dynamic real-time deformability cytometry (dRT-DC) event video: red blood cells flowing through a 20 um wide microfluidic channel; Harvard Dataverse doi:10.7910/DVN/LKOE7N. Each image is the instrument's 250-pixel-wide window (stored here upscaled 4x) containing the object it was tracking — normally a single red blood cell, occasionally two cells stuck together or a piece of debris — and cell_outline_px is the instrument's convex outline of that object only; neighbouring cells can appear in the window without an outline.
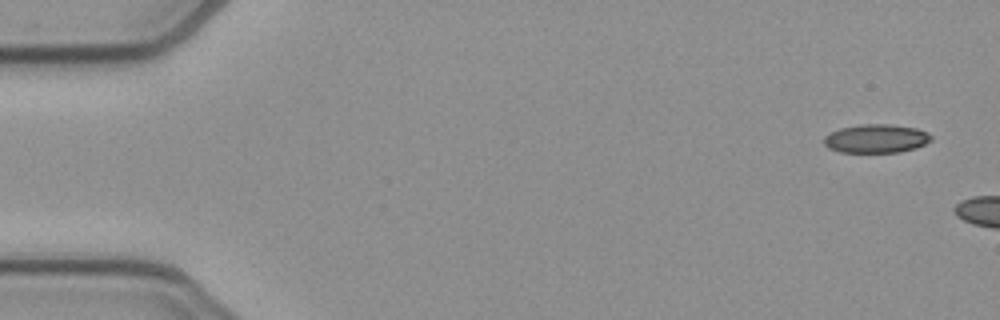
{"species": "common noctule bat (a hibernating species)", "species_latin": "Nyctalus noctula", "temperature_condition": "cold", "stored_images_in_passage": 5, "camera_frame_rate_fps": 3000, "um_per_image_px": 0.085, "animal": {"sex": "female", "body_mass_g": 21.9}, "frame": {"image": 1, "passage_image": 1, "time_ms": 0.0, "image_size_px": [1000, 320], "cell_outline_px": [[932, 140], [916, 148], [900, 152], [840, 152], [828, 148], [824, 144], [824, 136], [840, 128], [860, 124], [888, 124], [916, 128], [932, 136]], "centroid_in_image_um": [74.45, 11.78], "position_along_channel_um": 10.5, "area_um2": 17.8}}